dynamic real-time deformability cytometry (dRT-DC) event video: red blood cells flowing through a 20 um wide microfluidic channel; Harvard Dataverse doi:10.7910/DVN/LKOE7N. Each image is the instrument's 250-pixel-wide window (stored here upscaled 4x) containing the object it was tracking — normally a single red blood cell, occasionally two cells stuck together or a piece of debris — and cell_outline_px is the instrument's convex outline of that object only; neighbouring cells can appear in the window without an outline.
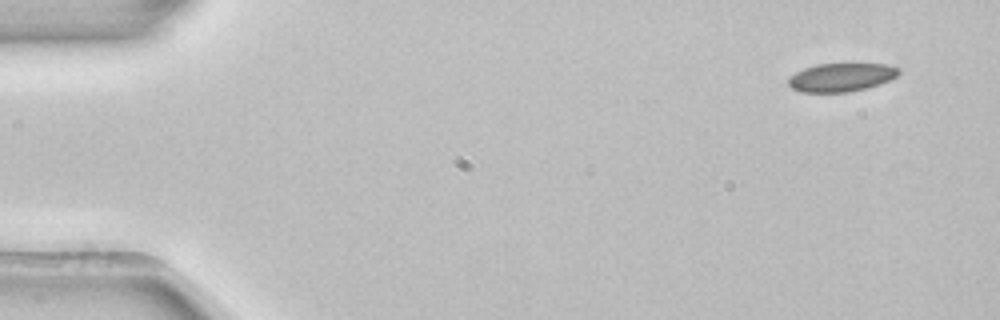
{"species": "common noctule bat (a hibernating species)", "species_latin": "Nyctalus noctula", "temperature_condition": "room temperature", "stored_images_in_passage": 4, "camera_frame_rate_fps": 3000, "um_per_image_px": 0.085, "animal": {"sex": "female", "body_mass_g": 22.7, "forearm_length_mm": 54.2}, "frame": {"image": 1, "passage_image": 1, "time_ms": 0.0, "image_size_px": [1000, 320], "cell_outline_px": [[900, 72], [896, 76], [880, 84], [848, 92], [800, 92], [792, 88], [788, 84], [788, 76], [804, 68], [816, 64], [888, 64], [900, 68]], "centroid_in_image_um": [71.48, 6.57], "position_along_channel_um": 13.5, "area_um2": 18.26}}
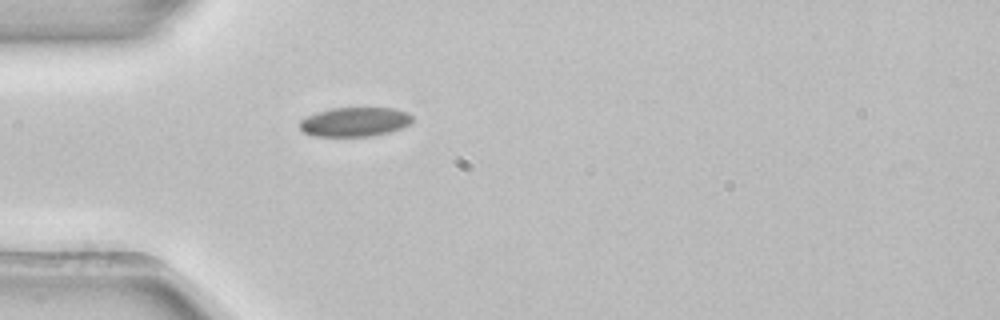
{"frame": {"image": 2, "passage_image": 4, "time_ms": 1.0, "image_size_px": [1000, 320], "cell_outline_px": [[412, 120], [408, 124], [400, 128], [388, 132], [372, 136], [312, 136], [304, 132], [300, 128], [300, 120], [316, 112], [332, 108], [392, 108], [408, 112], [412, 116]], "centroid_in_image_um": [30.14, 10.36], "position_along_channel_um": 54.9, "area_um2": 19.07}}